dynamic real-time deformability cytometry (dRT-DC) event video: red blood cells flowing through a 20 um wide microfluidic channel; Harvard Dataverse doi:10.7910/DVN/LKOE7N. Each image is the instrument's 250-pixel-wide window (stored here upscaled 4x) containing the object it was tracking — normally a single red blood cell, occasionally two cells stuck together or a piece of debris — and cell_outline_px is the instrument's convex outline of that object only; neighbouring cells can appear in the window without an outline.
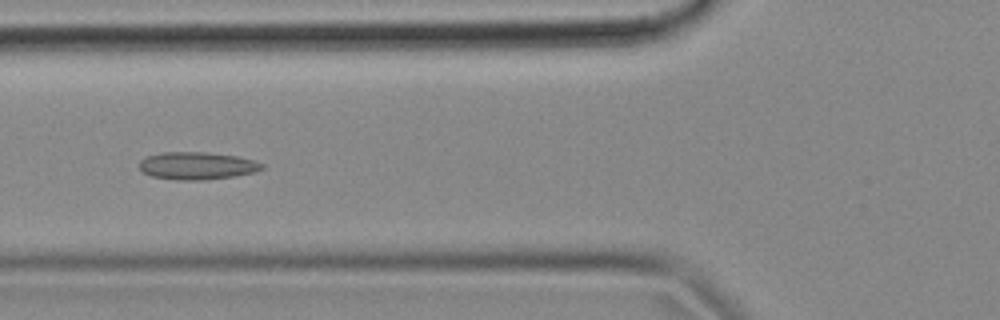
{"species": "common noctule bat (a hibernating species)", "species_latin": "Nyctalus noctula", "temperature_condition": "cold", "stored_images_in_passage": 54, "camera_frame_rate_fps": 3000, "um_per_image_px": 0.085, "animal": {"sex": "female", "body_mass_g": 18.4}, "frame": {"image": 1, "passage_image": 20, "time_ms": 6.333, "image_size_px": [1000, 320], "cell_outline_px": [[264, 168], [256, 172], [236, 176], [204, 180], [176, 180], [152, 176], [144, 172], [140, 168], [140, 160], [148, 156], [160, 152], [208, 152], [236, 156], [256, 160], [264, 164]], "centroid_in_image_um": [16.8, 14.09], "position_along_channel_um": 109.0, "area_um2": 19.83}}
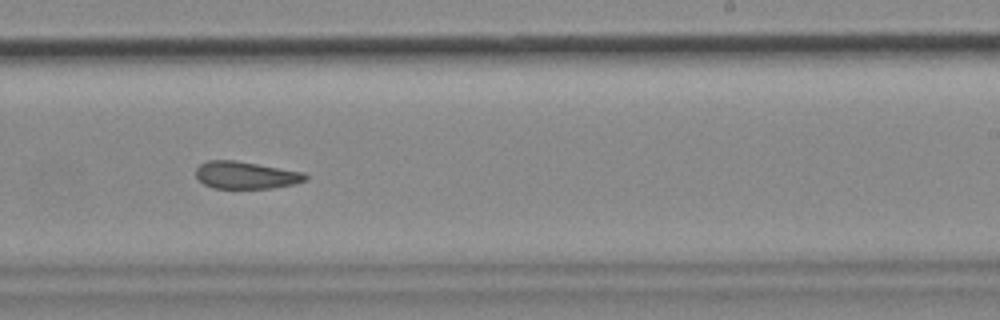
{"frame": {"image": 2, "passage_image": 33, "time_ms": 10.667, "image_size_px": [1000, 320], "cell_outline_px": [[308, 180], [296, 184], [272, 188], [212, 188], [204, 184], [196, 176], [196, 168], [200, 164], [208, 160], [236, 160], [304, 172], [308, 176]], "centroid_in_image_um": [20.92, 14.89], "position_along_channel_um": 268.1, "area_um2": 17.57}}
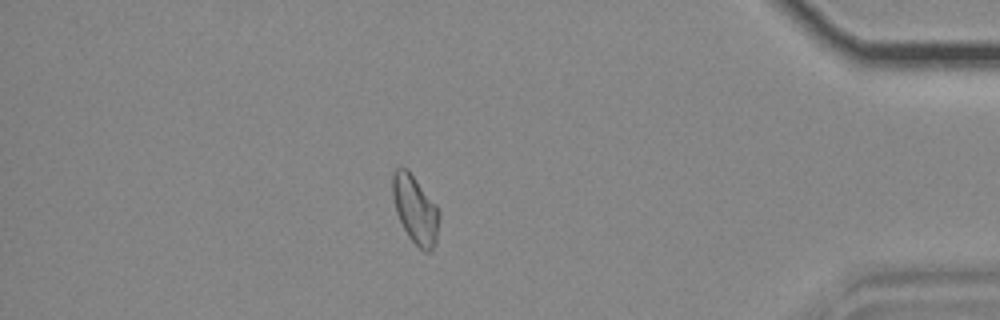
{"frame": {"image": 3, "passage_image": 47, "time_ms": 15.333, "image_size_px": [1000, 320], "cell_outline_px": [[440, 216], [436, 244], [428, 252], [424, 252], [408, 236], [396, 212], [392, 196], [392, 176], [396, 168], [408, 168], [436, 204], [440, 212]], "centroid_in_image_um": [35.31, 17.79], "position_along_channel_um": 399.9, "area_um2": 18.61}, "authors_computed_cell_mechanics": {"area_um2": 18.8428, "velocity_mm_per_s": 3.6782, "shape_relaxation_time_tau1_ms": null, "shape_relaxation_time_tau2_ms": 4.2021, "deformation_change_tau1": null, "deformation_change_tau2": 0.1165}}